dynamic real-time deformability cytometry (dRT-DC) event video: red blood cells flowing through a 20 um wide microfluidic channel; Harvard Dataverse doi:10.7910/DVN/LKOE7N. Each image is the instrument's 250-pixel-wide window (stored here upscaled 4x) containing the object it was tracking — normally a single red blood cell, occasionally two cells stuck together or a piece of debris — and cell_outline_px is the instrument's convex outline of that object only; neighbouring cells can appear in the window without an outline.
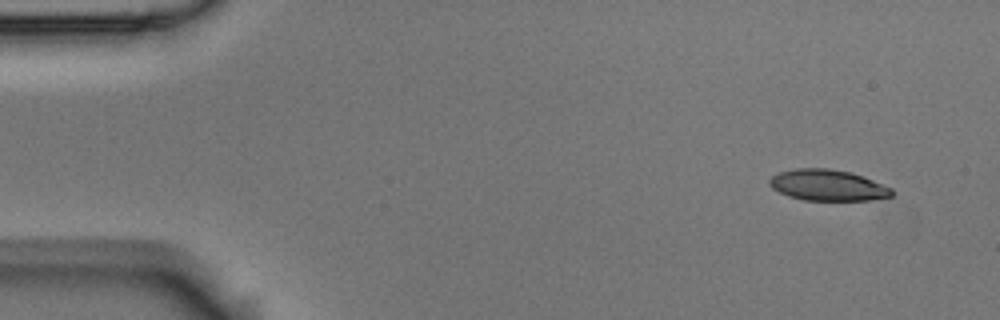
{"species": "Egyptian fruit bat (a non-hibernating species)", "species_latin": "Rousettus aegyptiacus", "temperature_condition": "room temperature", "stored_images_in_passage": 8, "camera_frame_rate_fps": 3000, "um_per_image_px": 0.085, "animal": {"sex": "male"}, "frame": {"image": 1, "passage_image": 1, "time_ms": 0.0, "image_size_px": [1000, 320], "cell_outline_px": [[892, 196], [872, 200], [804, 200], [788, 196], [772, 188], [768, 184], [768, 180], [772, 176], [780, 172], [796, 168], [828, 168], [852, 172], [864, 176], [892, 188]], "centroid_in_image_um": [70.36, 15.74], "position_along_channel_um": 14.6, "area_um2": 22.25}}
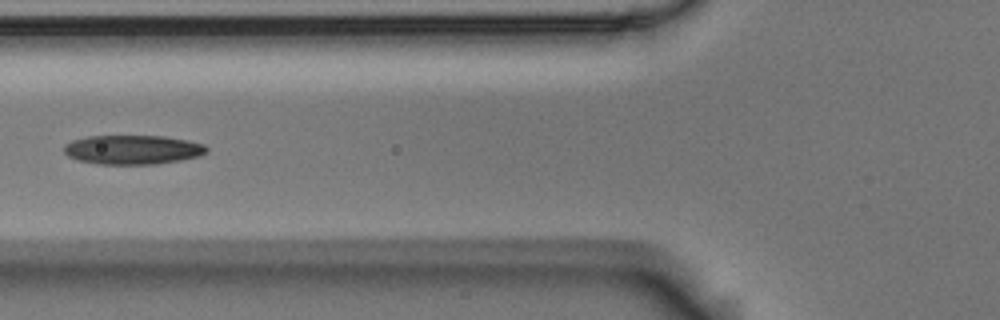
{"frame": {"image": 2, "passage_image": 5, "time_ms": 1.333, "image_size_px": [1000, 320], "cell_outline_px": [[208, 152], [200, 156], [180, 160], [156, 164], [100, 164], [76, 160], [68, 156], [64, 152], [64, 144], [72, 140], [88, 136], [164, 136], [188, 140], [204, 144], [208, 148]], "centroid_in_image_um": [11.28, 12.72], "position_along_channel_um": 114.5, "area_um2": 24.45}}
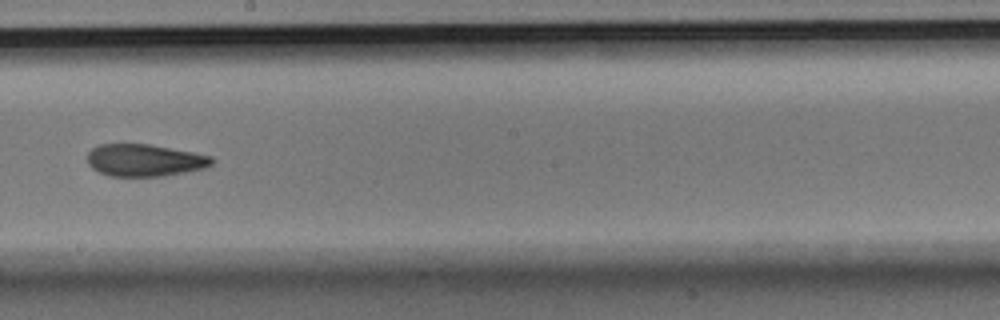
{"frame": {"image": 3, "passage_image": 8, "time_ms": 2.333, "image_size_px": [1000, 320], "cell_outline_px": [[216, 160], [212, 164], [204, 168], [164, 176], [108, 176], [92, 168], [88, 164], [88, 152], [92, 148], [100, 144], [148, 144], [192, 152], [212, 156]], "centroid_in_image_um": [12.29, 13.62], "position_along_channel_um": 235.9, "area_um2": 23.29}}